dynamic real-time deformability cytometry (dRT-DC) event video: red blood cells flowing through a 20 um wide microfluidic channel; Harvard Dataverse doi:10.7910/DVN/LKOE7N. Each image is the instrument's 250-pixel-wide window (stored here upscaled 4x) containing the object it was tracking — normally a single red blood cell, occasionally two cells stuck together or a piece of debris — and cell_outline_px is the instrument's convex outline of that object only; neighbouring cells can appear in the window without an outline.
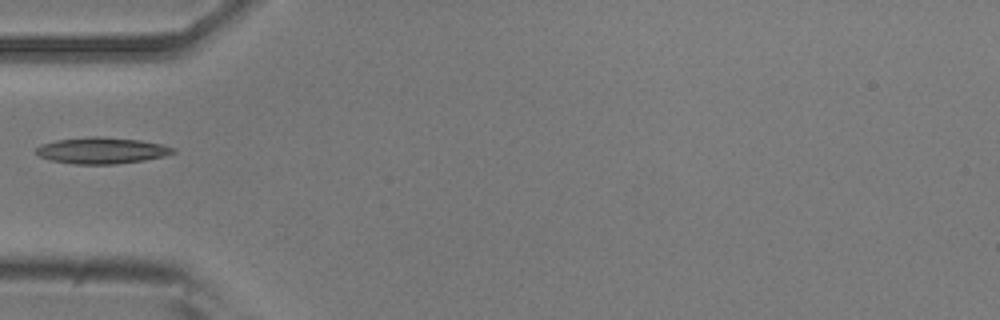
{"species": "common noctule bat (a hibernating species)", "species_latin": "Nyctalus noctula", "temperature_condition": "room temperature", "stored_images_in_passage": 36, "camera_frame_rate_fps": 3000, "um_per_image_px": 0.085, "animal": {"sex": "male", "body_mass_g": 20.5, "forearm_length_mm": 52.5}, "frame": {"image": 1, "passage_image": 1, "time_ms": 0.0, "image_size_px": [1000, 320], "cell_outline_px": [[176, 152], [164, 156], [144, 160], [116, 164], [72, 164], [52, 160], [40, 156], [36, 152], [36, 148], [40, 144], [56, 140], [88, 136], [100, 136], [140, 140], [160, 144], [176, 148]], "centroid_in_image_um": [8.65, 12.79], "position_along_channel_um": 76.4, "area_um2": 21.04}}
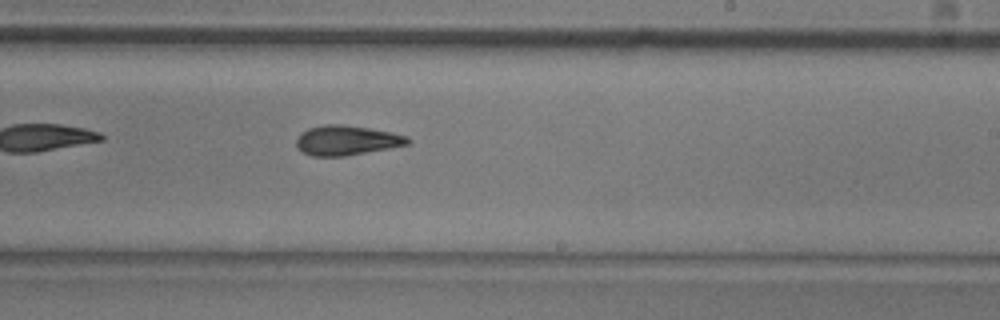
{"frame": {"image": 2, "passage_image": 15, "time_ms": 4.667, "image_size_px": [1000, 320], "cell_outline_px": [[412, 140], [408, 144], [388, 148], [344, 156], [312, 156], [300, 152], [296, 144], [296, 140], [300, 132], [308, 128], [324, 124], [344, 124], [392, 132], [408, 136]], "centroid_in_image_um": [29.43, 11.92], "position_along_channel_um": 259.6, "area_um2": 19.42}}
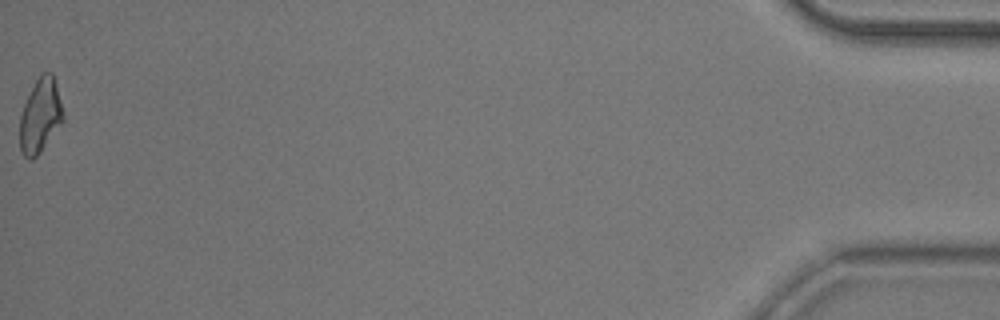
{"frame": {"image": 3, "passage_image": 36, "time_ms": 11.667, "image_size_px": [1000, 320], "cell_outline_px": [[64, 120], [40, 152], [32, 160], [28, 160], [20, 152], [20, 116], [24, 104], [36, 80], [44, 72], [52, 72], [56, 84], [64, 116]], "centroid_in_image_um": [3.41, 9.87], "position_along_channel_um": 431.8, "area_um2": 18.5}}